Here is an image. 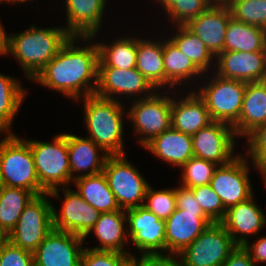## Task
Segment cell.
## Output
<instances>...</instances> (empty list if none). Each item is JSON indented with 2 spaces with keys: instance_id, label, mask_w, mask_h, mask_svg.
Listing matches in <instances>:
<instances>
[{
  "instance_id": "obj_1",
  "label": "cell",
  "mask_w": 266,
  "mask_h": 266,
  "mask_svg": "<svg viewBox=\"0 0 266 266\" xmlns=\"http://www.w3.org/2000/svg\"><path fill=\"white\" fill-rule=\"evenodd\" d=\"M77 38L71 36L33 79L74 100L95 95L98 83V45L93 43L85 48L75 46L74 40Z\"/></svg>"
},
{
  "instance_id": "obj_2",
  "label": "cell",
  "mask_w": 266,
  "mask_h": 266,
  "mask_svg": "<svg viewBox=\"0 0 266 266\" xmlns=\"http://www.w3.org/2000/svg\"><path fill=\"white\" fill-rule=\"evenodd\" d=\"M72 35L66 28H36L9 35L8 53L15 57L28 80L33 79L59 52Z\"/></svg>"
},
{
  "instance_id": "obj_3",
  "label": "cell",
  "mask_w": 266,
  "mask_h": 266,
  "mask_svg": "<svg viewBox=\"0 0 266 266\" xmlns=\"http://www.w3.org/2000/svg\"><path fill=\"white\" fill-rule=\"evenodd\" d=\"M84 118L91 139L109 156L124 155L123 112L119 99H105L96 95L86 96Z\"/></svg>"
},
{
  "instance_id": "obj_4",
  "label": "cell",
  "mask_w": 266,
  "mask_h": 266,
  "mask_svg": "<svg viewBox=\"0 0 266 266\" xmlns=\"http://www.w3.org/2000/svg\"><path fill=\"white\" fill-rule=\"evenodd\" d=\"M0 170L4 186L24 188L36 196L47 193L39 183L29 143L14 133L0 140Z\"/></svg>"
},
{
  "instance_id": "obj_5",
  "label": "cell",
  "mask_w": 266,
  "mask_h": 266,
  "mask_svg": "<svg viewBox=\"0 0 266 266\" xmlns=\"http://www.w3.org/2000/svg\"><path fill=\"white\" fill-rule=\"evenodd\" d=\"M31 148L36 173L41 187L49 197H57L58 186L71 183V172L67 147V133L59 134L53 143L26 140Z\"/></svg>"
},
{
  "instance_id": "obj_6",
  "label": "cell",
  "mask_w": 266,
  "mask_h": 266,
  "mask_svg": "<svg viewBox=\"0 0 266 266\" xmlns=\"http://www.w3.org/2000/svg\"><path fill=\"white\" fill-rule=\"evenodd\" d=\"M197 95L204 101L213 121L234 126L242 110L246 82L214 76Z\"/></svg>"
},
{
  "instance_id": "obj_7",
  "label": "cell",
  "mask_w": 266,
  "mask_h": 266,
  "mask_svg": "<svg viewBox=\"0 0 266 266\" xmlns=\"http://www.w3.org/2000/svg\"><path fill=\"white\" fill-rule=\"evenodd\" d=\"M48 193L35 196L25 207L8 240L15 246L34 252L54 229L52 206Z\"/></svg>"
},
{
  "instance_id": "obj_8",
  "label": "cell",
  "mask_w": 266,
  "mask_h": 266,
  "mask_svg": "<svg viewBox=\"0 0 266 266\" xmlns=\"http://www.w3.org/2000/svg\"><path fill=\"white\" fill-rule=\"evenodd\" d=\"M236 246L224 226L213 222L177 256L181 266H222Z\"/></svg>"
},
{
  "instance_id": "obj_9",
  "label": "cell",
  "mask_w": 266,
  "mask_h": 266,
  "mask_svg": "<svg viewBox=\"0 0 266 266\" xmlns=\"http://www.w3.org/2000/svg\"><path fill=\"white\" fill-rule=\"evenodd\" d=\"M103 173L120 209L128 210L144 204L149 184L141 173L127 162L125 155L109 156Z\"/></svg>"
},
{
  "instance_id": "obj_10",
  "label": "cell",
  "mask_w": 266,
  "mask_h": 266,
  "mask_svg": "<svg viewBox=\"0 0 266 266\" xmlns=\"http://www.w3.org/2000/svg\"><path fill=\"white\" fill-rule=\"evenodd\" d=\"M157 93V94H156ZM127 116L134 124L135 133L142 136L141 146H146L155 137L171 127L172 98L156 92L146 98L134 99Z\"/></svg>"
},
{
  "instance_id": "obj_11",
  "label": "cell",
  "mask_w": 266,
  "mask_h": 266,
  "mask_svg": "<svg viewBox=\"0 0 266 266\" xmlns=\"http://www.w3.org/2000/svg\"><path fill=\"white\" fill-rule=\"evenodd\" d=\"M247 161L245 156L236 155L229 163L218 165L209 183L226 210L253 196Z\"/></svg>"
},
{
  "instance_id": "obj_12",
  "label": "cell",
  "mask_w": 266,
  "mask_h": 266,
  "mask_svg": "<svg viewBox=\"0 0 266 266\" xmlns=\"http://www.w3.org/2000/svg\"><path fill=\"white\" fill-rule=\"evenodd\" d=\"M129 228L127 234L141 251V256L165 255V221L143 205L125 210Z\"/></svg>"
},
{
  "instance_id": "obj_13",
  "label": "cell",
  "mask_w": 266,
  "mask_h": 266,
  "mask_svg": "<svg viewBox=\"0 0 266 266\" xmlns=\"http://www.w3.org/2000/svg\"><path fill=\"white\" fill-rule=\"evenodd\" d=\"M233 127L222 122L213 121L192 136L194 157L208 160L217 165L229 163L235 145Z\"/></svg>"
},
{
  "instance_id": "obj_14",
  "label": "cell",
  "mask_w": 266,
  "mask_h": 266,
  "mask_svg": "<svg viewBox=\"0 0 266 266\" xmlns=\"http://www.w3.org/2000/svg\"><path fill=\"white\" fill-rule=\"evenodd\" d=\"M85 239L53 229L33 252L35 266H79Z\"/></svg>"
},
{
  "instance_id": "obj_15",
  "label": "cell",
  "mask_w": 266,
  "mask_h": 266,
  "mask_svg": "<svg viewBox=\"0 0 266 266\" xmlns=\"http://www.w3.org/2000/svg\"><path fill=\"white\" fill-rule=\"evenodd\" d=\"M62 188L65 197L60 215L52 206L53 228L86 239L101 212L89 205L76 190H70L67 186Z\"/></svg>"
},
{
  "instance_id": "obj_16",
  "label": "cell",
  "mask_w": 266,
  "mask_h": 266,
  "mask_svg": "<svg viewBox=\"0 0 266 266\" xmlns=\"http://www.w3.org/2000/svg\"><path fill=\"white\" fill-rule=\"evenodd\" d=\"M212 223L204 212L176 208L165 221V255L177 256Z\"/></svg>"
},
{
  "instance_id": "obj_17",
  "label": "cell",
  "mask_w": 266,
  "mask_h": 266,
  "mask_svg": "<svg viewBox=\"0 0 266 266\" xmlns=\"http://www.w3.org/2000/svg\"><path fill=\"white\" fill-rule=\"evenodd\" d=\"M156 88L136 69L98 68V83L95 95L115 100L114 95H153ZM147 92V93H146ZM151 92V93H150Z\"/></svg>"
},
{
  "instance_id": "obj_18",
  "label": "cell",
  "mask_w": 266,
  "mask_h": 266,
  "mask_svg": "<svg viewBox=\"0 0 266 266\" xmlns=\"http://www.w3.org/2000/svg\"><path fill=\"white\" fill-rule=\"evenodd\" d=\"M216 59L218 67L214 75L246 83L266 80V51H223Z\"/></svg>"
},
{
  "instance_id": "obj_19",
  "label": "cell",
  "mask_w": 266,
  "mask_h": 266,
  "mask_svg": "<svg viewBox=\"0 0 266 266\" xmlns=\"http://www.w3.org/2000/svg\"><path fill=\"white\" fill-rule=\"evenodd\" d=\"M231 17L232 14L228 5H211L184 26L200 38L216 57L224 51L226 29Z\"/></svg>"
},
{
  "instance_id": "obj_20",
  "label": "cell",
  "mask_w": 266,
  "mask_h": 266,
  "mask_svg": "<svg viewBox=\"0 0 266 266\" xmlns=\"http://www.w3.org/2000/svg\"><path fill=\"white\" fill-rule=\"evenodd\" d=\"M66 30L79 40L90 41L101 27L106 0H65Z\"/></svg>"
},
{
  "instance_id": "obj_21",
  "label": "cell",
  "mask_w": 266,
  "mask_h": 266,
  "mask_svg": "<svg viewBox=\"0 0 266 266\" xmlns=\"http://www.w3.org/2000/svg\"><path fill=\"white\" fill-rule=\"evenodd\" d=\"M262 211L252 196L248 200L228 208L220 223L237 246H244L248 242L246 234H257L266 225V217ZM237 234H241V237H238Z\"/></svg>"
},
{
  "instance_id": "obj_22",
  "label": "cell",
  "mask_w": 266,
  "mask_h": 266,
  "mask_svg": "<svg viewBox=\"0 0 266 266\" xmlns=\"http://www.w3.org/2000/svg\"><path fill=\"white\" fill-rule=\"evenodd\" d=\"M213 122L204 101L196 91L189 92L182 100L172 99L171 127L193 136Z\"/></svg>"
},
{
  "instance_id": "obj_23",
  "label": "cell",
  "mask_w": 266,
  "mask_h": 266,
  "mask_svg": "<svg viewBox=\"0 0 266 266\" xmlns=\"http://www.w3.org/2000/svg\"><path fill=\"white\" fill-rule=\"evenodd\" d=\"M67 147L71 182L81 176H89L103 172L105 162L109 155L91 139L67 134ZM99 150L104 152L101 157L98 154ZM86 170V173L80 174ZM74 172H76L75 174L79 172L80 175H72Z\"/></svg>"
},
{
  "instance_id": "obj_24",
  "label": "cell",
  "mask_w": 266,
  "mask_h": 266,
  "mask_svg": "<svg viewBox=\"0 0 266 266\" xmlns=\"http://www.w3.org/2000/svg\"><path fill=\"white\" fill-rule=\"evenodd\" d=\"M263 124H266V80L249 82L246 85L239 120L233 130L236 136L245 137Z\"/></svg>"
},
{
  "instance_id": "obj_25",
  "label": "cell",
  "mask_w": 266,
  "mask_h": 266,
  "mask_svg": "<svg viewBox=\"0 0 266 266\" xmlns=\"http://www.w3.org/2000/svg\"><path fill=\"white\" fill-rule=\"evenodd\" d=\"M144 148L166 163L179 167H182L194 156L192 136L172 127L155 137Z\"/></svg>"
},
{
  "instance_id": "obj_26",
  "label": "cell",
  "mask_w": 266,
  "mask_h": 266,
  "mask_svg": "<svg viewBox=\"0 0 266 266\" xmlns=\"http://www.w3.org/2000/svg\"><path fill=\"white\" fill-rule=\"evenodd\" d=\"M125 222H127V216L123 209L101 213L98 221L90 230V232L93 231L95 233L100 245L90 249L131 254L123 249L128 239L127 231L124 227Z\"/></svg>"
},
{
  "instance_id": "obj_27",
  "label": "cell",
  "mask_w": 266,
  "mask_h": 266,
  "mask_svg": "<svg viewBox=\"0 0 266 266\" xmlns=\"http://www.w3.org/2000/svg\"><path fill=\"white\" fill-rule=\"evenodd\" d=\"M77 186V193L92 207L101 213L120 210L115 195L109 188L107 178L103 172L81 176L73 180Z\"/></svg>"
},
{
  "instance_id": "obj_28",
  "label": "cell",
  "mask_w": 266,
  "mask_h": 266,
  "mask_svg": "<svg viewBox=\"0 0 266 266\" xmlns=\"http://www.w3.org/2000/svg\"><path fill=\"white\" fill-rule=\"evenodd\" d=\"M266 29L230 18L224 42V51H265Z\"/></svg>"
},
{
  "instance_id": "obj_29",
  "label": "cell",
  "mask_w": 266,
  "mask_h": 266,
  "mask_svg": "<svg viewBox=\"0 0 266 266\" xmlns=\"http://www.w3.org/2000/svg\"><path fill=\"white\" fill-rule=\"evenodd\" d=\"M159 42L137 38L135 67L157 90L165 88L163 41Z\"/></svg>"
},
{
  "instance_id": "obj_30",
  "label": "cell",
  "mask_w": 266,
  "mask_h": 266,
  "mask_svg": "<svg viewBox=\"0 0 266 266\" xmlns=\"http://www.w3.org/2000/svg\"><path fill=\"white\" fill-rule=\"evenodd\" d=\"M163 59L165 87H174L203 73L170 39L163 41Z\"/></svg>"
},
{
  "instance_id": "obj_31",
  "label": "cell",
  "mask_w": 266,
  "mask_h": 266,
  "mask_svg": "<svg viewBox=\"0 0 266 266\" xmlns=\"http://www.w3.org/2000/svg\"><path fill=\"white\" fill-rule=\"evenodd\" d=\"M99 50L98 68H118L121 70L136 67L137 39L121 38L111 45L97 43Z\"/></svg>"
},
{
  "instance_id": "obj_32",
  "label": "cell",
  "mask_w": 266,
  "mask_h": 266,
  "mask_svg": "<svg viewBox=\"0 0 266 266\" xmlns=\"http://www.w3.org/2000/svg\"><path fill=\"white\" fill-rule=\"evenodd\" d=\"M36 195L24 188L3 186L0 190V228L9 235L21 213Z\"/></svg>"
},
{
  "instance_id": "obj_33",
  "label": "cell",
  "mask_w": 266,
  "mask_h": 266,
  "mask_svg": "<svg viewBox=\"0 0 266 266\" xmlns=\"http://www.w3.org/2000/svg\"><path fill=\"white\" fill-rule=\"evenodd\" d=\"M26 91L19 81L0 73V133L10 132V125L18 112Z\"/></svg>"
},
{
  "instance_id": "obj_34",
  "label": "cell",
  "mask_w": 266,
  "mask_h": 266,
  "mask_svg": "<svg viewBox=\"0 0 266 266\" xmlns=\"http://www.w3.org/2000/svg\"><path fill=\"white\" fill-rule=\"evenodd\" d=\"M178 32L170 38L176 47L182 51L202 72L208 73L210 62L215 56L205 46L204 42L185 26H177Z\"/></svg>"
},
{
  "instance_id": "obj_35",
  "label": "cell",
  "mask_w": 266,
  "mask_h": 266,
  "mask_svg": "<svg viewBox=\"0 0 266 266\" xmlns=\"http://www.w3.org/2000/svg\"><path fill=\"white\" fill-rule=\"evenodd\" d=\"M228 6L234 19L266 29V0H231Z\"/></svg>"
},
{
  "instance_id": "obj_36",
  "label": "cell",
  "mask_w": 266,
  "mask_h": 266,
  "mask_svg": "<svg viewBox=\"0 0 266 266\" xmlns=\"http://www.w3.org/2000/svg\"><path fill=\"white\" fill-rule=\"evenodd\" d=\"M218 165L198 157H192L182 166V186L193 188L208 185Z\"/></svg>"
},
{
  "instance_id": "obj_37",
  "label": "cell",
  "mask_w": 266,
  "mask_h": 266,
  "mask_svg": "<svg viewBox=\"0 0 266 266\" xmlns=\"http://www.w3.org/2000/svg\"><path fill=\"white\" fill-rule=\"evenodd\" d=\"M145 200L148 201L143 206L159 219L166 221L176 209L175 188L156 191L149 185Z\"/></svg>"
},
{
  "instance_id": "obj_38",
  "label": "cell",
  "mask_w": 266,
  "mask_h": 266,
  "mask_svg": "<svg viewBox=\"0 0 266 266\" xmlns=\"http://www.w3.org/2000/svg\"><path fill=\"white\" fill-rule=\"evenodd\" d=\"M191 189L205 215L212 222H221L225 216L226 209L220 197L213 191L211 186L208 184Z\"/></svg>"
},
{
  "instance_id": "obj_39",
  "label": "cell",
  "mask_w": 266,
  "mask_h": 266,
  "mask_svg": "<svg viewBox=\"0 0 266 266\" xmlns=\"http://www.w3.org/2000/svg\"><path fill=\"white\" fill-rule=\"evenodd\" d=\"M211 5L208 0H178L166 13L176 26H184Z\"/></svg>"
},
{
  "instance_id": "obj_40",
  "label": "cell",
  "mask_w": 266,
  "mask_h": 266,
  "mask_svg": "<svg viewBox=\"0 0 266 266\" xmlns=\"http://www.w3.org/2000/svg\"><path fill=\"white\" fill-rule=\"evenodd\" d=\"M131 254L84 248L79 266H121Z\"/></svg>"
},
{
  "instance_id": "obj_41",
  "label": "cell",
  "mask_w": 266,
  "mask_h": 266,
  "mask_svg": "<svg viewBox=\"0 0 266 266\" xmlns=\"http://www.w3.org/2000/svg\"><path fill=\"white\" fill-rule=\"evenodd\" d=\"M246 137L249 145L247 157H251L253 165L261 173L266 168V124L256 127Z\"/></svg>"
},
{
  "instance_id": "obj_42",
  "label": "cell",
  "mask_w": 266,
  "mask_h": 266,
  "mask_svg": "<svg viewBox=\"0 0 266 266\" xmlns=\"http://www.w3.org/2000/svg\"><path fill=\"white\" fill-rule=\"evenodd\" d=\"M0 266H35L34 255L8 240L0 249Z\"/></svg>"
},
{
  "instance_id": "obj_43",
  "label": "cell",
  "mask_w": 266,
  "mask_h": 266,
  "mask_svg": "<svg viewBox=\"0 0 266 266\" xmlns=\"http://www.w3.org/2000/svg\"><path fill=\"white\" fill-rule=\"evenodd\" d=\"M175 196L176 208L190 212H203L191 188L181 185L175 189Z\"/></svg>"
},
{
  "instance_id": "obj_44",
  "label": "cell",
  "mask_w": 266,
  "mask_h": 266,
  "mask_svg": "<svg viewBox=\"0 0 266 266\" xmlns=\"http://www.w3.org/2000/svg\"><path fill=\"white\" fill-rule=\"evenodd\" d=\"M222 266H256L249 252L243 246L236 248L229 254Z\"/></svg>"
},
{
  "instance_id": "obj_45",
  "label": "cell",
  "mask_w": 266,
  "mask_h": 266,
  "mask_svg": "<svg viewBox=\"0 0 266 266\" xmlns=\"http://www.w3.org/2000/svg\"><path fill=\"white\" fill-rule=\"evenodd\" d=\"M247 242L243 247L249 252L251 259L257 264L258 262L266 263V236L258 238L251 246ZM257 262V263H256Z\"/></svg>"
},
{
  "instance_id": "obj_46",
  "label": "cell",
  "mask_w": 266,
  "mask_h": 266,
  "mask_svg": "<svg viewBox=\"0 0 266 266\" xmlns=\"http://www.w3.org/2000/svg\"><path fill=\"white\" fill-rule=\"evenodd\" d=\"M171 255L142 256V266H181Z\"/></svg>"
},
{
  "instance_id": "obj_47",
  "label": "cell",
  "mask_w": 266,
  "mask_h": 266,
  "mask_svg": "<svg viewBox=\"0 0 266 266\" xmlns=\"http://www.w3.org/2000/svg\"><path fill=\"white\" fill-rule=\"evenodd\" d=\"M9 49V36L4 31L3 25L0 21V55H6Z\"/></svg>"
},
{
  "instance_id": "obj_48",
  "label": "cell",
  "mask_w": 266,
  "mask_h": 266,
  "mask_svg": "<svg viewBox=\"0 0 266 266\" xmlns=\"http://www.w3.org/2000/svg\"><path fill=\"white\" fill-rule=\"evenodd\" d=\"M121 266H142V256L137 260L132 254Z\"/></svg>"
},
{
  "instance_id": "obj_49",
  "label": "cell",
  "mask_w": 266,
  "mask_h": 266,
  "mask_svg": "<svg viewBox=\"0 0 266 266\" xmlns=\"http://www.w3.org/2000/svg\"><path fill=\"white\" fill-rule=\"evenodd\" d=\"M159 3H161L160 5H162L163 8H165L164 10L168 11L178 0H156Z\"/></svg>"
},
{
  "instance_id": "obj_50",
  "label": "cell",
  "mask_w": 266,
  "mask_h": 266,
  "mask_svg": "<svg viewBox=\"0 0 266 266\" xmlns=\"http://www.w3.org/2000/svg\"><path fill=\"white\" fill-rule=\"evenodd\" d=\"M8 241V235L0 228V249Z\"/></svg>"
},
{
  "instance_id": "obj_51",
  "label": "cell",
  "mask_w": 266,
  "mask_h": 266,
  "mask_svg": "<svg viewBox=\"0 0 266 266\" xmlns=\"http://www.w3.org/2000/svg\"><path fill=\"white\" fill-rule=\"evenodd\" d=\"M212 5H228L231 0H208Z\"/></svg>"
},
{
  "instance_id": "obj_52",
  "label": "cell",
  "mask_w": 266,
  "mask_h": 266,
  "mask_svg": "<svg viewBox=\"0 0 266 266\" xmlns=\"http://www.w3.org/2000/svg\"><path fill=\"white\" fill-rule=\"evenodd\" d=\"M4 1H6V2H9V3H16V2H22V3H25V2H27V1H30V0H0V3L1 2H4Z\"/></svg>"
},
{
  "instance_id": "obj_53",
  "label": "cell",
  "mask_w": 266,
  "mask_h": 266,
  "mask_svg": "<svg viewBox=\"0 0 266 266\" xmlns=\"http://www.w3.org/2000/svg\"><path fill=\"white\" fill-rule=\"evenodd\" d=\"M261 175L263 176V179H264V184L266 186V168L261 172Z\"/></svg>"
},
{
  "instance_id": "obj_54",
  "label": "cell",
  "mask_w": 266,
  "mask_h": 266,
  "mask_svg": "<svg viewBox=\"0 0 266 266\" xmlns=\"http://www.w3.org/2000/svg\"><path fill=\"white\" fill-rule=\"evenodd\" d=\"M4 184H3V180H2V176H1V170H0V190L3 188Z\"/></svg>"
},
{
  "instance_id": "obj_55",
  "label": "cell",
  "mask_w": 266,
  "mask_h": 266,
  "mask_svg": "<svg viewBox=\"0 0 266 266\" xmlns=\"http://www.w3.org/2000/svg\"><path fill=\"white\" fill-rule=\"evenodd\" d=\"M265 51H266V35H265Z\"/></svg>"
}]
</instances>
